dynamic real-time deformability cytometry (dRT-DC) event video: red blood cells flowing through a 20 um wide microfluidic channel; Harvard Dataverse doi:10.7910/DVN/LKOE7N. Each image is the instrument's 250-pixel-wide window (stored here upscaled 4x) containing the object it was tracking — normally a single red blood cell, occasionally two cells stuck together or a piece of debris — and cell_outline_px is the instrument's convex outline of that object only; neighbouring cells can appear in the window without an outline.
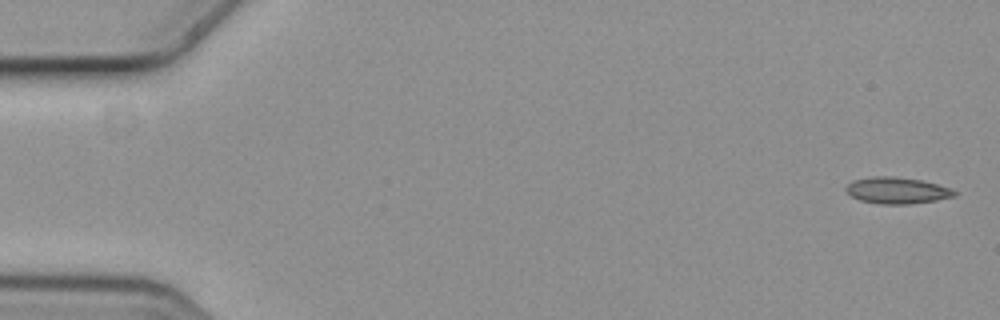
{"species": "common noctule bat (a hibernating species)", "species_latin": "Nyctalus noctula", "temperature_condition": "cold", "stored_images_in_passage": 3, "camera_frame_rate_fps": 3000, "um_per_image_px": 0.085, "animal": {"sex": "female", "body_mass_g": 19.3, "forearm_length_mm": 54.1}, "frame": {"image": 1, "passage_image": 1, "time_ms": 0.0, "image_size_px": [1000, 320], "cell_outline_px": [[956, 196], [936, 200], [908, 204], [880, 204], [860, 200], [852, 196], [844, 188], [848, 184], [856, 180], [872, 176], [892, 176], [920, 180], [936, 184], [948, 188], [956, 192]], "centroid_in_image_um": [76.23, 16.19], "position_along_channel_um": 8.8, "area_um2": 16.42}}